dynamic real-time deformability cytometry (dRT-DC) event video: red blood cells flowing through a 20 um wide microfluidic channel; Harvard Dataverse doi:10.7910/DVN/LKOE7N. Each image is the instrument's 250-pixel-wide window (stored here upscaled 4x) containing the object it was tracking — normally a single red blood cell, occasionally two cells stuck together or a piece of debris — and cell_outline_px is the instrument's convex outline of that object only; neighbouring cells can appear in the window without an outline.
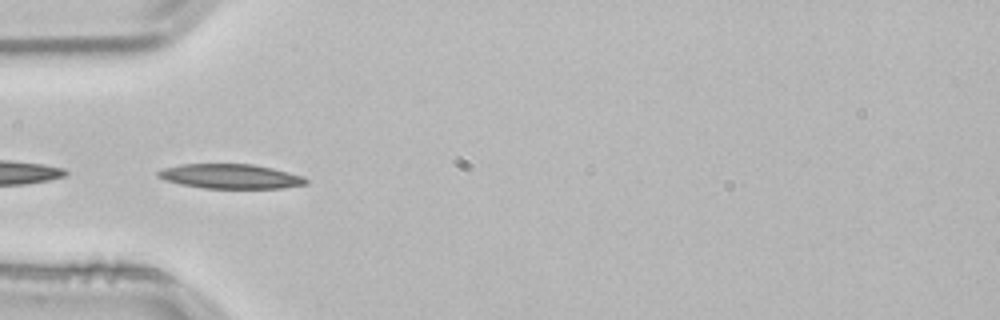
{"species": "common noctule bat (a hibernating species)", "species_latin": "Nyctalus noctula", "temperature_condition": "room temperature", "stored_images_in_passage": 24, "camera_frame_rate_fps": 3000, "um_per_image_px": 0.085, "animal": {"sex": "male", "body_mass_g": 21.5, "forearm_length_mm": 52.0}, "frame": {"image": 1, "passage_image": 17, "time_ms": 5.333, "image_size_px": [1000, 320], "cell_outline_px": [[308, 184], [284, 188], [204, 188], [180, 184], [164, 180], [156, 176], [156, 172], [164, 168], [180, 164], [252, 164], [272, 168], [304, 176], [308, 180]], "centroid_in_image_um": [19.59, 14.99], "position_along_channel_um": 65.4, "area_um2": 21.27}}